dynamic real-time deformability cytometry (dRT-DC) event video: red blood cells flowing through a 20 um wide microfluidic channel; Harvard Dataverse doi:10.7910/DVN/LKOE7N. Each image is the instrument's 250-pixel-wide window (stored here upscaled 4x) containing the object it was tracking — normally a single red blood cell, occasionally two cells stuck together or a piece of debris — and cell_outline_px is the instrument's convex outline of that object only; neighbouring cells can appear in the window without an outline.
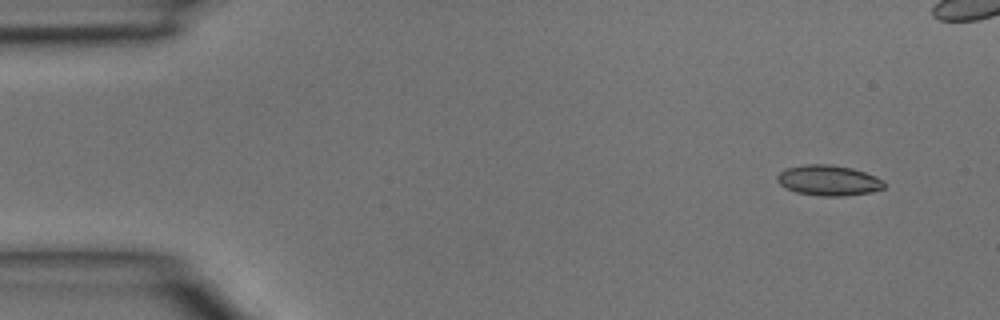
{"species": "common noctule bat (a hibernating species)", "species_latin": "Nyctalus noctula", "temperature_condition": "room temperature", "stored_images_in_passage": 5, "camera_frame_rate_fps": 3000, "um_per_image_px": 0.085, "animal": {"sex": "male", "body_mass_g": 15.6}, "frame": {"image": 1, "passage_image": 1, "time_ms": 0.0, "image_size_px": [1000, 320], "cell_outline_px": [[884, 188], [872, 192], [844, 196], [820, 196], [796, 192], [784, 188], [776, 180], [776, 176], [780, 172], [788, 168], [804, 164], [832, 164], [852, 168], [876, 176], [884, 180]], "centroid_in_image_um": [70.42, 15.33], "position_along_channel_um": 14.6, "area_um2": 19.13}}